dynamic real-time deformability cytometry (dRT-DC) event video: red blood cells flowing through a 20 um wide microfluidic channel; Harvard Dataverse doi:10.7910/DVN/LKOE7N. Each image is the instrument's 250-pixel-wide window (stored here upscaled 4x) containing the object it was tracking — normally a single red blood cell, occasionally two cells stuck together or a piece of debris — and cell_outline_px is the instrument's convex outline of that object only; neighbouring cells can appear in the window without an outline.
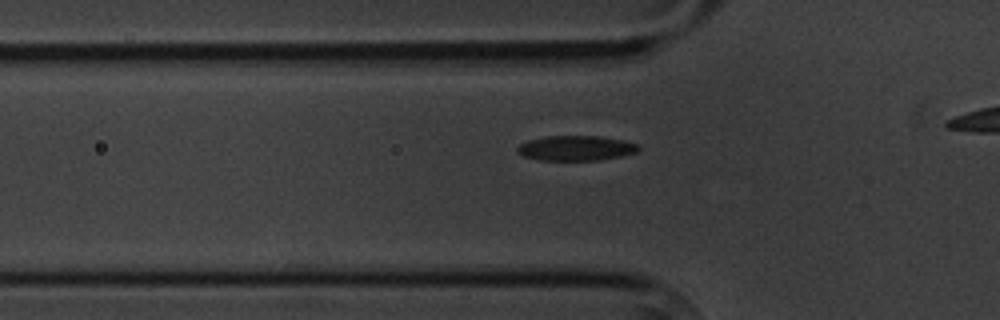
{"species": "common noctule bat (a hibernating species)", "species_latin": "Nyctalus noctula", "temperature_condition": "cold", "stored_images_in_passage": 3, "camera_frame_rate_fps": 3000, "um_per_image_px": 0.085, "animal": {"sex": "male", "body_mass_g": 20.1, "forearm_length_mm": 53.5}, "frame": {"image": 1, "passage_image": 3, "time_ms": 2.333, "image_size_px": [1000, 320], "cell_outline_px": [[640, 148], [636, 152], [620, 156], [600, 160], [540, 160], [524, 156], [516, 152], [516, 148], [520, 144], [528, 140], [548, 136], [600, 136], [624, 140], [640, 144]], "centroid_in_image_um": [48.97, 12.59], "position_along_channel_um": 76.8, "area_um2": 17.69}}